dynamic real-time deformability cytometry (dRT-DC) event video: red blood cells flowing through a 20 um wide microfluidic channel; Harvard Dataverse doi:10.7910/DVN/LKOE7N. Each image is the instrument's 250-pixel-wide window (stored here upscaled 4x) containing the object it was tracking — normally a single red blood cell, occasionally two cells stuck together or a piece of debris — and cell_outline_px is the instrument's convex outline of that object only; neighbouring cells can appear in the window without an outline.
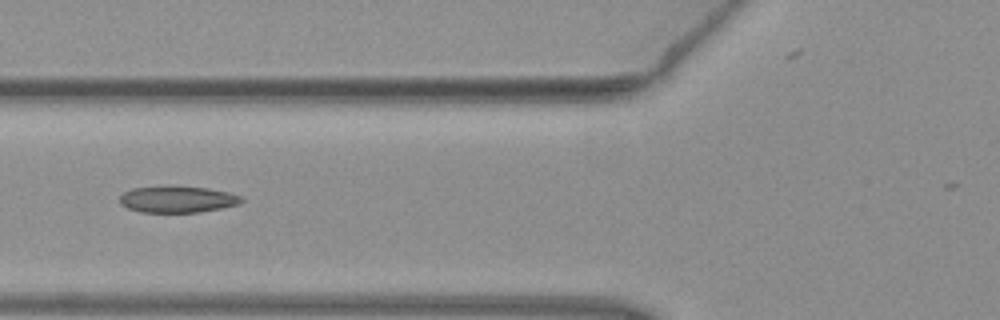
{"species": "common noctule bat (a hibernating species)", "species_latin": "Nyctalus noctula", "temperature_condition": "warm", "stored_images_in_passage": 7, "camera_frame_rate_fps": 3000, "um_per_image_px": 0.085, "animal": {"sex": "female", "body_mass_g": 19.3, "forearm_length_mm": 54.1}, "frame": {"image": 1, "passage_image": 6, "time_ms": 1.667, "image_size_px": [1000, 320], "cell_outline_px": [[244, 200], [240, 204], [200, 212], [140, 212], [128, 208], [120, 204], [120, 196], [124, 192], [132, 188], [164, 184], [172, 184], [208, 188], [228, 192], [240, 196]], "centroid_in_image_um": [15.05, 16.91], "position_along_channel_um": 110.7, "area_um2": 19.36}}
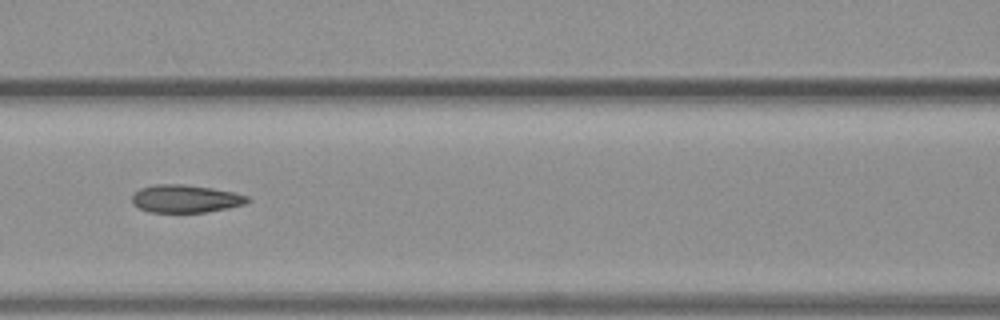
{"frame": {"image": 2, "passage_image": 7, "time_ms": 2.0, "image_size_px": [1000, 320], "cell_outline_px": [[252, 200], [244, 204], [228, 208], [208, 212], [148, 212], [132, 204], [132, 196], [140, 188], [156, 184], [180, 184], [212, 188], [232, 192], [248, 196]], "centroid_in_image_um": [15.77, 16.89], "position_along_channel_um": 150.8, "area_um2": 18.67}}